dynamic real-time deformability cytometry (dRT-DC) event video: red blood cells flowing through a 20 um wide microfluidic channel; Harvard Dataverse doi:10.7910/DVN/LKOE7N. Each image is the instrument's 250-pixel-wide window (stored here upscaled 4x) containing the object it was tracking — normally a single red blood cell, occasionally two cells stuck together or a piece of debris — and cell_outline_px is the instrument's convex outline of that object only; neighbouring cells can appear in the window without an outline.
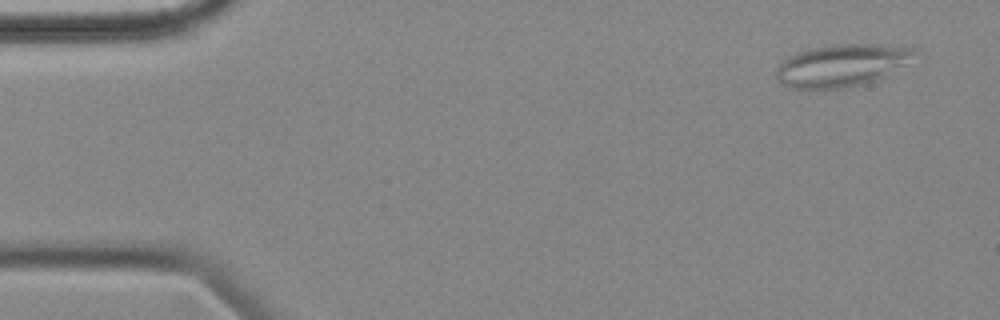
{"species": "common noctule bat (a hibernating species)", "species_latin": "Nyctalus noctula", "temperature_condition": "cold", "stored_images_in_passage": 54, "camera_frame_rate_fps": 3000, "um_per_image_px": 0.085, "animal": {"sex": "female", "body_mass_g": 18.4}, "frame": {"image": 1, "passage_image": 2, "time_ms": 0.333, "image_size_px": [1000, 320], "cell_outline_px": [[916, 52], [904, 64], [876, 80], [864, 84], [844, 88], [788, 88], [776, 80], [776, 64], [780, 60], [796, 52], [808, 48], [832, 44], [880, 44], [916, 48]], "centroid_in_image_um": [71.44, 5.54], "position_along_channel_um": 13.6, "area_um2": 34.22}}
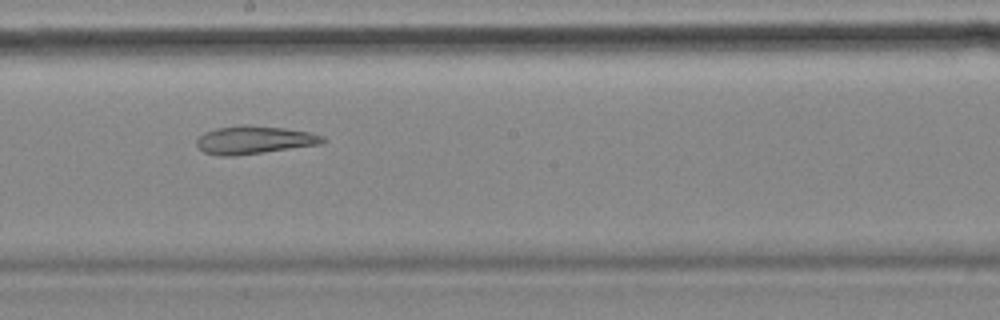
{"frame": {"image": 2, "passage_image": 29, "time_ms": 9.333, "image_size_px": [1000, 320], "cell_outline_px": [[324, 140], [320, 144], [264, 152], [232, 156], [220, 156], [204, 152], [196, 144], [196, 140], [204, 132], [216, 128], [244, 124], [284, 128], [308, 132], [324, 136]], "centroid_in_image_um": [21.56, 11.89], "position_along_channel_um": 226.6, "area_um2": 20.4}}
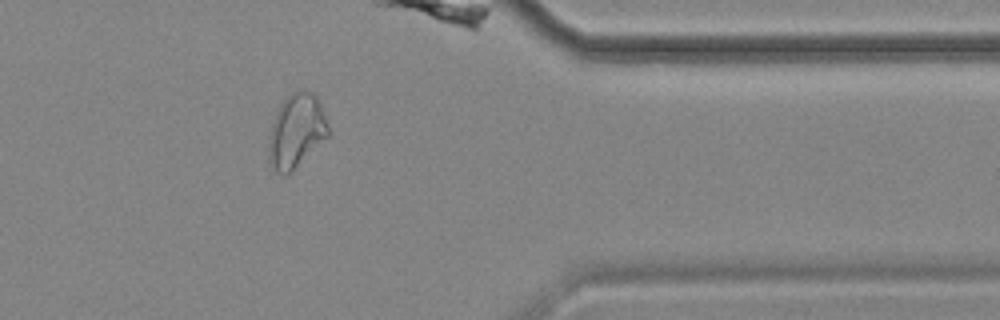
{"frame": {"image": 3, "passage_image": 44, "time_ms": 14.333, "image_size_px": [1000, 320], "cell_outline_px": [[332, 132], [288, 176], [284, 176], [276, 172], [268, 164], [268, 136], [276, 112], [280, 104], [292, 92], [300, 88], [304, 88], [312, 92], [316, 96], [320, 104]], "centroid_in_image_um": [25.18, 11.15], "position_along_channel_um": 386.2, "area_um2": 26.24}, "authors_computed_cell_mechanics": {"area_um2": 26.0389, "velocity_mm_per_s": 3.538, "shape_relaxation_time_tau1_ms": null, "shape_relaxation_time_tau2_ms": 3.7599, "deformation_change_tau1": null, "deformation_change_tau2": 0.1207}}